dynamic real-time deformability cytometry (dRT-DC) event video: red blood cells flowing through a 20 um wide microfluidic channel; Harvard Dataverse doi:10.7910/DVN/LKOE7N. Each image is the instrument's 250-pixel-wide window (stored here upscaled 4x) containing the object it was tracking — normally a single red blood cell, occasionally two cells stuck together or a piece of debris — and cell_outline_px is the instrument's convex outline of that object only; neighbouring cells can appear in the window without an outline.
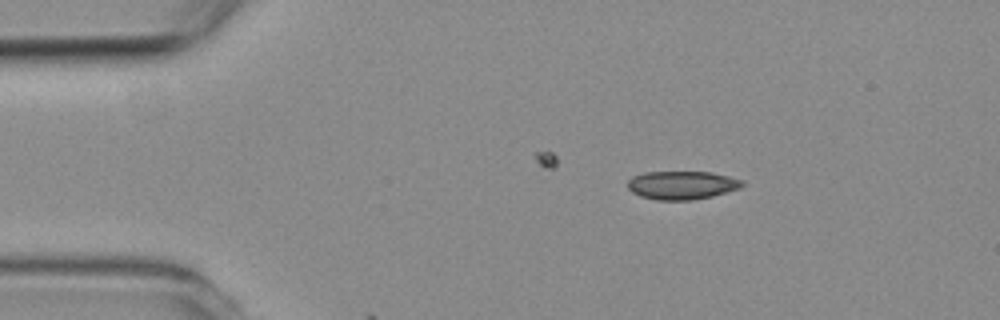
{"species": "common noctule bat (a hibernating species)", "species_latin": "Nyctalus noctula", "temperature_condition": "room temperature", "stored_images_in_passage": 2, "camera_frame_rate_fps": 3000, "um_per_image_px": 0.085, "animal": {"sex": "female", "body_mass_g": 19.3, "forearm_length_mm": 54.1}, "frame": {"image": 1, "passage_image": 1, "time_ms": 0.0, "image_size_px": [1000, 320], "cell_outline_px": [[744, 184], [740, 188], [712, 196], [692, 200], [656, 200], [640, 196], [632, 192], [628, 188], [628, 180], [632, 176], [644, 172], [712, 172], [744, 180]], "centroid_in_image_um": [57.96, 15.73], "position_along_channel_um": 27.0, "area_um2": 19.02}}